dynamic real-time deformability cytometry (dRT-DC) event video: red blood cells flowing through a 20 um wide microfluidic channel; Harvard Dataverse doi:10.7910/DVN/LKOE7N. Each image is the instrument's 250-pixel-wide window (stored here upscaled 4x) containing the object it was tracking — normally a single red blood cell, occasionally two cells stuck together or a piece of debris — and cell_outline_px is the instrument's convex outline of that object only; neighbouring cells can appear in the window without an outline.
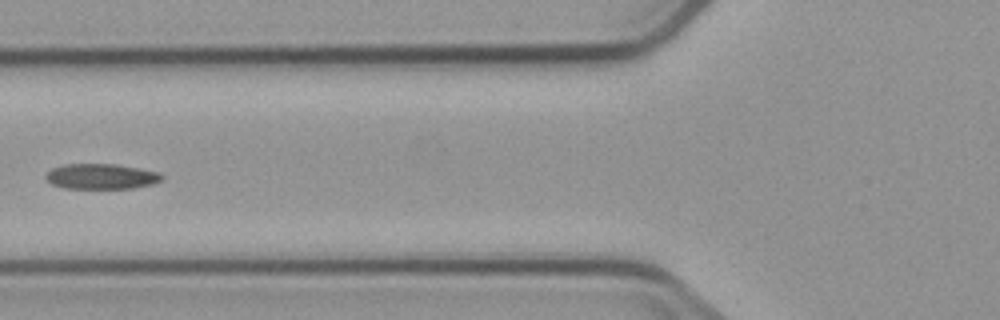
{"species": "common noctule bat (a hibernating species)", "species_latin": "Nyctalus noctula", "temperature_condition": "cold", "stored_images_in_passage": 4, "camera_frame_rate_fps": 3000, "um_per_image_px": 0.085, "animal": {"sex": "male", "body_mass_g": 23.1, "forearm_length_mm": 52.7}, "frame": {"image": 1, "passage_image": 4, "time_ms": 4.0, "image_size_px": [1000, 320], "cell_outline_px": [[164, 180], [152, 184], [132, 188], [64, 188], [52, 184], [44, 176], [52, 168], [64, 164], [116, 164], [160, 172], [164, 176]], "centroid_in_image_um": [8.64, 14.99], "position_along_channel_um": 117.2, "area_um2": 17.17}}